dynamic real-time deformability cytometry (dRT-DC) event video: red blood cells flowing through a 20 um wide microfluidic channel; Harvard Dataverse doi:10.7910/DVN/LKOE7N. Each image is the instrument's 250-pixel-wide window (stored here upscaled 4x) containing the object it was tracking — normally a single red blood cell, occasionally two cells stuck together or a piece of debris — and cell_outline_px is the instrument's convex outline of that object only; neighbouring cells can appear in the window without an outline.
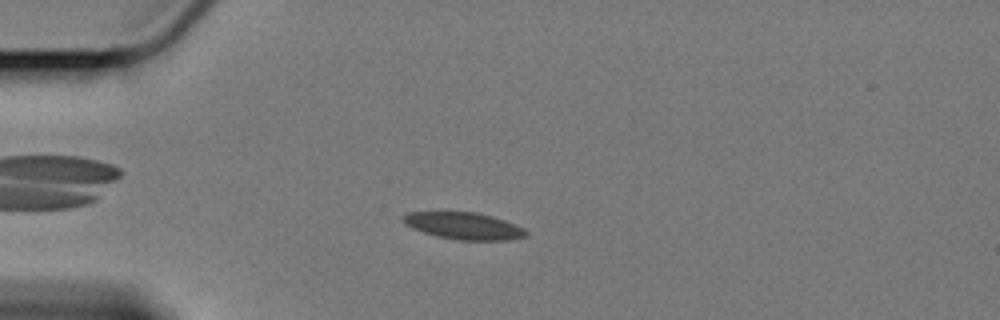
{"species": "Egyptian fruit bat (a non-hibernating species)", "species_latin": "Rousettus aegyptiacus", "temperature_condition": "cold", "stored_images_in_passage": 45, "camera_frame_rate_fps": 3000, "um_per_image_px": 0.085, "animal": {"sex": "female"}, "frame": {"image": 1, "passage_image": 1, "time_ms": 0.0, "image_size_px": [1000, 320], "cell_outline_px": [[528, 236], [508, 240], [456, 240], [436, 236], [412, 228], [404, 224], [400, 220], [400, 216], [408, 212], [476, 212], [492, 216], [516, 224], [524, 228], [528, 232]], "centroid_in_image_um": [39.4, 19.2], "position_along_channel_um": 45.6, "area_um2": 19.54}}
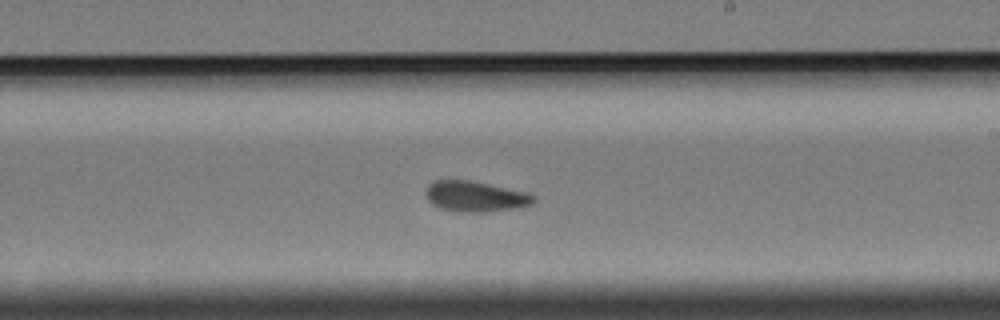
{"frame": {"image": 2, "passage_image": 21, "time_ms": 6.667, "image_size_px": [1000, 320], "cell_outline_px": [[536, 200], [532, 204], [520, 208], [484, 212], [460, 212], [440, 208], [432, 204], [428, 200], [424, 192], [428, 184], [432, 180], [468, 180], [528, 192], [536, 196]], "centroid_in_image_um": [40.41, 16.7], "position_along_channel_um": 248.6, "area_um2": 19.48}}
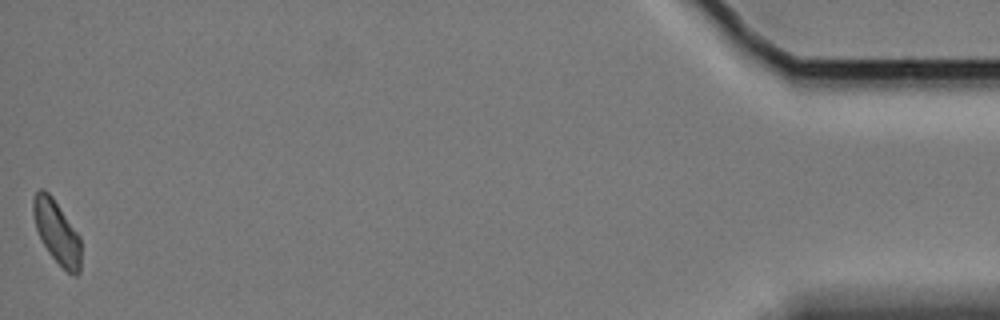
{"frame": {"image": 3, "passage_image": 45, "time_ms": 14.667, "image_size_px": [1000, 320], "cell_outline_px": [[80, 272], [76, 276], [72, 276], [48, 252], [36, 228], [32, 212], [32, 200], [36, 192], [40, 188], [44, 188], [52, 196], [80, 236]], "centroid_in_image_um": [4.82, 19.7], "position_along_channel_um": 430.4, "area_um2": 17.46}, "authors_computed_cell_mechanics": {"area_um2": 18.6116, "velocity_mm_per_s": 3.3633, "shape_relaxation_time_tau1_ms": 4.8949, "shape_relaxation_time_tau2_ms": 2.496, "deformation_change_tau1": 0.1136, "deformation_change_tau2": 0.0533}}